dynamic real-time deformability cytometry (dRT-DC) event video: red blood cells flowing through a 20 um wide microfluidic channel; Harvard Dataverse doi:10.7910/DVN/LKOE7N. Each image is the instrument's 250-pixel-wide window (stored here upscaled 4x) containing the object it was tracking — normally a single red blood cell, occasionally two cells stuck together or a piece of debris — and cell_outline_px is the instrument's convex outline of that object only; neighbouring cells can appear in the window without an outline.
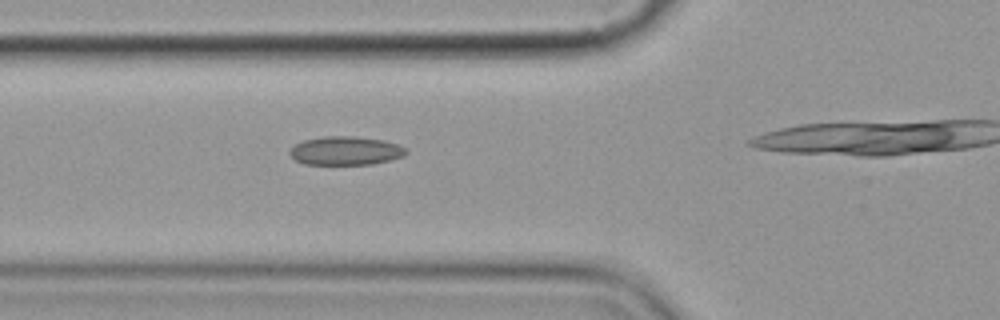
{"species": "common noctule bat (a hibernating species)", "species_latin": "Nyctalus noctula", "temperature_condition": "cold", "stored_images_in_passage": 5, "camera_frame_rate_fps": 3000, "um_per_image_px": 0.085, "animal": {"sex": "female", "body_mass_g": 19.9}, "frame": {"image": 1, "passage_image": 4, "time_ms": 3.667, "image_size_px": [1000, 320], "cell_outline_px": [[408, 152], [404, 156], [372, 164], [304, 164], [296, 160], [288, 152], [296, 144], [304, 140], [324, 136], [356, 136], [384, 140], [396, 144], [404, 148]], "centroid_in_image_um": [29.37, 12.81], "position_along_channel_um": 96.4, "area_um2": 19.25}}